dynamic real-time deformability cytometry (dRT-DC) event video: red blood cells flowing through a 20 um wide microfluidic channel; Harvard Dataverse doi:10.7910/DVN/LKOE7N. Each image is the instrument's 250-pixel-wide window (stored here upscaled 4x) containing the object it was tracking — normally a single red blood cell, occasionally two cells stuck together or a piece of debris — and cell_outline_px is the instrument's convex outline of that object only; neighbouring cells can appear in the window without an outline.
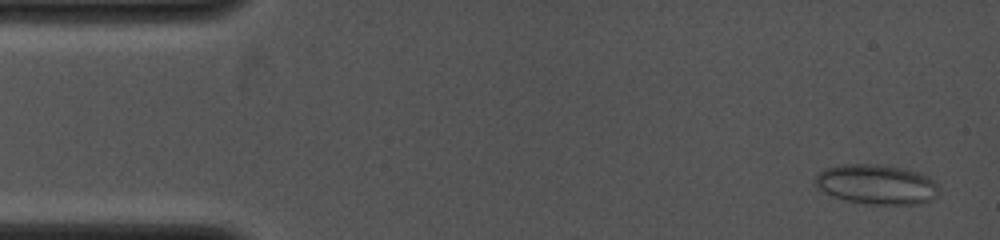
{"species": "common noctule bat (a hibernating species)", "species_latin": "Nyctalus noctula", "temperature_condition": "cold", "stored_images_in_passage": 6, "camera_frame_rate_fps": 4000, "um_per_image_px": 0.085, "animal": {"sex": "female", "body_mass_g": 19.0, "forearm_length_mm": 53.3}, "frame": {"image": 1, "passage_image": 1, "time_ms": 0.0, "image_size_px": [1000, 240], "cell_outline_px": [[940, 188], [936, 196], [932, 200], [920, 204], [872, 204], [844, 200], [832, 196], [824, 192], [812, 184], [816, 176], [820, 172], [828, 168], [844, 164], [876, 164], [904, 168], [920, 172], [928, 176]], "centroid_in_image_um": [74.51, 15.68], "position_along_channel_um": 10.5, "area_um2": 28.84}}
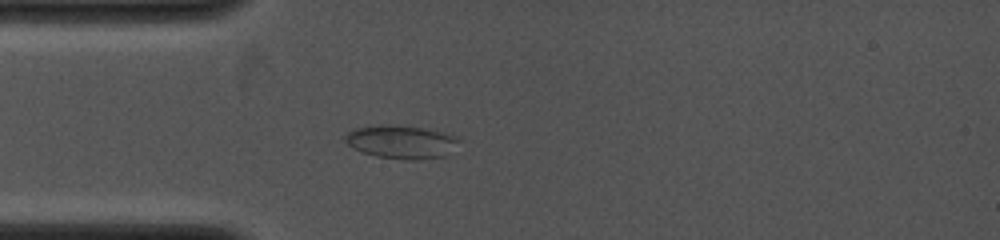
{"frame": {"image": 2, "passage_image": 5, "time_ms": 3.25, "image_size_px": [1000, 240], "cell_outline_px": [[460, 140], [448, 156], [416, 160], [404, 160], [376, 156], [360, 152], [352, 148], [344, 140], [344, 136], [348, 132], [356, 128], [380, 124], [392, 124], [424, 128], [444, 132], [456, 136]], "centroid_in_image_um": [34.11, 12.06], "position_along_channel_um": 50.9, "area_um2": 22.48}}